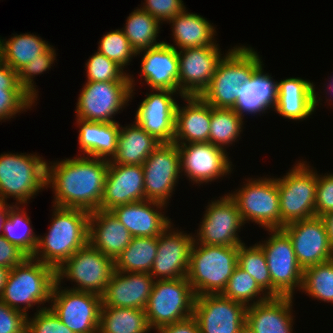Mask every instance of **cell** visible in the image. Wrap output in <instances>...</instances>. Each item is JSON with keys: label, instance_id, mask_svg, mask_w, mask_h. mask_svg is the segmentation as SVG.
Returning a JSON list of instances; mask_svg holds the SVG:
<instances>
[{"label": "cell", "instance_id": "1", "mask_svg": "<svg viewBox=\"0 0 333 333\" xmlns=\"http://www.w3.org/2000/svg\"><path fill=\"white\" fill-rule=\"evenodd\" d=\"M108 168L109 160L82 155L47 162L46 186L53 188V206L98 210Z\"/></svg>", "mask_w": 333, "mask_h": 333}, {"label": "cell", "instance_id": "2", "mask_svg": "<svg viewBox=\"0 0 333 333\" xmlns=\"http://www.w3.org/2000/svg\"><path fill=\"white\" fill-rule=\"evenodd\" d=\"M48 233L38 237L32 258L57 270L68 258L88 243L90 212L53 206Z\"/></svg>", "mask_w": 333, "mask_h": 333}, {"label": "cell", "instance_id": "3", "mask_svg": "<svg viewBox=\"0 0 333 333\" xmlns=\"http://www.w3.org/2000/svg\"><path fill=\"white\" fill-rule=\"evenodd\" d=\"M225 54L200 97L212 107L234 109L240 87L250 80L263 61L257 51L244 45L235 46Z\"/></svg>", "mask_w": 333, "mask_h": 333}, {"label": "cell", "instance_id": "4", "mask_svg": "<svg viewBox=\"0 0 333 333\" xmlns=\"http://www.w3.org/2000/svg\"><path fill=\"white\" fill-rule=\"evenodd\" d=\"M56 270L32 257L9 270L0 300L9 307L28 315L27 310L51 300ZM23 305V308L22 306Z\"/></svg>", "mask_w": 333, "mask_h": 333}, {"label": "cell", "instance_id": "5", "mask_svg": "<svg viewBox=\"0 0 333 333\" xmlns=\"http://www.w3.org/2000/svg\"><path fill=\"white\" fill-rule=\"evenodd\" d=\"M238 248L193 241L186 277L196 296L223 292L238 265Z\"/></svg>", "mask_w": 333, "mask_h": 333}, {"label": "cell", "instance_id": "6", "mask_svg": "<svg viewBox=\"0 0 333 333\" xmlns=\"http://www.w3.org/2000/svg\"><path fill=\"white\" fill-rule=\"evenodd\" d=\"M46 179L47 161L37 154L0 155V202L7 203L13 197L24 207L38 192L47 189Z\"/></svg>", "mask_w": 333, "mask_h": 333}, {"label": "cell", "instance_id": "7", "mask_svg": "<svg viewBox=\"0 0 333 333\" xmlns=\"http://www.w3.org/2000/svg\"><path fill=\"white\" fill-rule=\"evenodd\" d=\"M299 161L282 178H277L280 229L286 224L316 216L317 171Z\"/></svg>", "mask_w": 333, "mask_h": 333}, {"label": "cell", "instance_id": "8", "mask_svg": "<svg viewBox=\"0 0 333 333\" xmlns=\"http://www.w3.org/2000/svg\"><path fill=\"white\" fill-rule=\"evenodd\" d=\"M195 298L187 277L155 280L145 308L151 330L191 317Z\"/></svg>", "mask_w": 333, "mask_h": 333}, {"label": "cell", "instance_id": "9", "mask_svg": "<svg viewBox=\"0 0 333 333\" xmlns=\"http://www.w3.org/2000/svg\"><path fill=\"white\" fill-rule=\"evenodd\" d=\"M247 183L233 193L243 223L251 221L266 230L280 229L279 192L277 178L261 177Z\"/></svg>", "mask_w": 333, "mask_h": 333}, {"label": "cell", "instance_id": "10", "mask_svg": "<svg viewBox=\"0 0 333 333\" xmlns=\"http://www.w3.org/2000/svg\"><path fill=\"white\" fill-rule=\"evenodd\" d=\"M114 271V260L87 243L56 270V282L66 278L77 283L71 290L102 296Z\"/></svg>", "mask_w": 333, "mask_h": 333}, {"label": "cell", "instance_id": "11", "mask_svg": "<svg viewBox=\"0 0 333 333\" xmlns=\"http://www.w3.org/2000/svg\"><path fill=\"white\" fill-rule=\"evenodd\" d=\"M131 82H86L76 103V118L92 122H117L113 119L133 97Z\"/></svg>", "mask_w": 333, "mask_h": 333}, {"label": "cell", "instance_id": "12", "mask_svg": "<svg viewBox=\"0 0 333 333\" xmlns=\"http://www.w3.org/2000/svg\"><path fill=\"white\" fill-rule=\"evenodd\" d=\"M269 236L258 242L262 248L272 280V297H293L295 289L301 290L303 269L295 256L293 244L282 229L267 230Z\"/></svg>", "mask_w": 333, "mask_h": 333}, {"label": "cell", "instance_id": "13", "mask_svg": "<svg viewBox=\"0 0 333 333\" xmlns=\"http://www.w3.org/2000/svg\"><path fill=\"white\" fill-rule=\"evenodd\" d=\"M55 282L52 295V311L74 333H98L102 296L62 288Z\"/></svg>", "mask_w": 333, "mask_h": 333}, {"label": "cell", "instance_id": "14", "mask_svg": "<svg viewBox=\"0 0 333 333\" xmlns=\"http://www.w3.org/2000/svg\"><path fill=\"white\" fill-rule=\"evenodd\" d=\"M219 198L208 202L199 231L197 230V235H193L194 242L213 246H239L244 242L239 238L238 232L245 224L236 202L229 194Z\"/></svg>", "mask_w": 333, "mask_h": 333}, {"label": "cell", "instance_id": "15", "mask_svg": "<svg viewBox=\"0 0 333 333\" xmlns=\"http://www.w3.org/2000/svg\"><path fill=\"white\" fill-rule=\"evenodd\" d=\"M145 200L168 205L181 174L176 143H161L142 164Z\"/></svg>", "mask_w": 333, "mask_h": 333}, {"label": "cell", "instance_id": "16", "mask_svg": "<svg viewBox=\"0 0 333 333\" xmlns=\"http://www.w3.org/2000/svg\"><path fill=\"white\" fill-rule=\"evenodd\" d=\"M282 230L290 238L303 270L333 259V247L321 217L297 220L286 224Z\"/></svg>", "mask_w": 333, "mask_h": 333}, {"label": "cell", "instance_id": "17", "mask_svg": "<svg viewBox=\"0 0 333 333\" xmlns=\"http://www.w3.org/2000/svg\"><path fill=\"white\" fill-rule=\"evenodd\" d=\"M219 45L177 50L179 59V98L200 96L209 86L223 54Z\"/></svg>", "mask_w": 333, "mask_h": 333}, {"label": "cell", "instance_id": "18", "mask_svg": "<svg viewBox=\"0 0 333 333\" xmlns=\"http://www.w3.org/2000/svg\"><path fill=\"white\" fill-rule=\"evenodd\" d=\"M181 173L193 184L213 182L233 171L227 152L209 142L177 145ZM191 179V180H190Z\"/></svg>", "mask_w": 333, "mask_h": 333}, {"label": "cell", "instance_id": "19", "mask_svg": "<svg viewBox=\"0 0 333 333\" xmlns=\"http://www.w3.org/2000/svg\"><path fill=\"white\" fill-rule=\"evenodd\" d=\"M247 307L221 294L196 296L193 316L200 333H239L246 322Z\"/></svg>", "mask_w": 333, "mask_h": 333}, {"label": "cell", "instance_id": "20", "mask_svg": "<svg viewBox=\"0 0 333 333\" xmlns=\"http://www.w3.org/2000/svg\"><path fill=\"white\" fill-rule=\"evenodd\" d=\"M172 227L171 223L157 238V255L149 273L154 280L180 279L188 274L193 235Z\"/></svg>", "mask_w": 333, "mask_h": 333}, {"label": "cell", "instance_id": "21", "mask_svg": "<svg viewBox=\"0 0 333 333\" xmlns=\"http://www.w3.org/2000/svg\"><path fill=\"white\" fill-rule=\"evenodd\" d=\"M139 105L135 121L160 143H173L177 92L152 89Z\"/></svg>", "mask_w": 333, "mask_h": 333}, {"label": "cell", "instance_id": "22", "mask_svg": "<svg viewBox=\"0 0 333 333\" xmlns=\"http://www.w3.org/2000/svg\"><path fill=\"white\" fill-rule=\"evenodd\" d=\"M145 200L142 165L117 164L109 161L103 197L98 210Z\"/></svg>", "mask_w": 333, "mask_h": 333}, {"label": "cell", "instance_id": "23", "mask_svg": "<svg viewBox=\"0 0 333 333\" xmlns=\"http://www.w3.org/2000/svg\"><path fill=\"white\" fill-rule=\"evenodd\" d=\"M154 281L148 272L114 271L102 295L101 307L145 310Z\"/></svg>", "mask_w": 333, "mask_h": 333}, {"label": "cell", "instance_id": "24", "mask_svg": "<svg viewBox=\"0 0 333 333\" xmlns=\"http://www.w3.org/2000/svg\"><path fill=\"white\" fill-rule=\"evenodd\" d=\"M141 78L152 89L170 90L179 94V59L177 50L165 41L152 48L141 50Z\"/></svg>", "mask_w": 333, "mask_h": 333}, {"label": "cell", "instance_id": "25", "mask_svg": "<svg viewBox=\"0 0 333 333\" xmlns=\"http://www.w3.org/2000/svg\"><path fill=\"white\" fill-rule=\"evenodd\" d=\"M167 205L143 200L114 207L110 211L128 229L132 237H158L172 222L162 210Z\"/></svg>", "mask_w": 333, "mask_h": 333}, {"label": "cell", "instance_id": "26", "mask_svg": "<svg viewBox=\"0 0 333 333\" xmlns=\"http://www.w3.org/2000/svg\"><path fill=\"white\" fill-rule=\"evenodd\" d=\"M182 98L187 104L183 107L177 104L173 143L184 145L209 142L211 105L200 96Z\"/></svg>", "mask_w": 333, "mask_h": 333}, {"label": "cell", "instance_id": "27", "mask_svg": "<svg viewBox=\"0 0 333 333\" xmlns=\"http://www.w3.org/2000/svg\"><path fill=\"white\" fill-rule=\"evenodd\" d=\"M313 82L290 77L278 82L275 112L291 120H305L311 116L320 101ZM319 98V99H318Z\"/></svg>", "mask_w": 333, "mask_h": 333}, {"label": "cell", "instance_id": "28", "mask_svg": "<svg viewBox=\"0 0 333 333\" xmlns=\"http://www.w3.org/2000/svg\"><path fill=\"white\" fill-rule=\"evenodd\" d=\"M132 236L128 229L111 211L90 212L88 220V243L101 253L115 259L130 244Z\"/></svg>", "mask_w": 333, "mask_h": 333}, {"label": "cell", "instance_id": "29", "mask_svg": "<svg viewBox=\"0 0 333 333\" xmlns=\"http://www.w3.org/2000/svg\"><path fill=\"white\" fill-rule=\"evenodd\" d=\"M293 297H269L267 300L248 306L246 323L254 333H292Z\"/></svg>", "mask_w": 333, "mask_h": 333}, {"label": "cell", "instance_id": "30", "mask_svg": "<svg viewBox=\"0 0 333 333\" xmlns=\"http://www.w3.org/2000/svg\"><path fill=\"white\" fill-rule=\"evenodd\" d=\"M262 64L251 76L250 80L240 87L234 111L241 117L246 114H265L270 108L275 109L277 103L278 81L264 73Z\"/></svg>", "mask_w": 333, "mask_h": 333}, {"label": "cell", "instance_id": "31", "mask_svg": "<svg viewBox=\"0 0 333 333\" xmlns=\"http://www.w3.org/2000/svg\"><path fill=\"white\" fill-rule=\"evenodd\" d=\"M76 122L79 127L78 143L82 155L110 161L117 150L119 122H92L78 118Z\"/></svg>", "mask_w": 333, "mask_h": 333}, {"label": "cell", "instance_id": "32", "mask_svg": "<svg viewBox=\"0 0 333 333\" xmlns=\"http://www.w3.org/2000/svg\"><path fill=\"white\" fill-rule=\"evenodd\" d=\"M172 23V36L176 50L218 45L215 40L216 28L206 18L197 13H190L186 8L169 21ZM178 47V48H177Z\"/></svg>", "mask_w": 333, "mask_h": 333}, {"label": "cell", "instance_id": "33", "mask_svg": "<svg viewBox=\"0 0 333 333\" xmlns=\"http://www.w3.org/2000/svg\"><path fill=\"white\" fill-rule=\"evenodd\" d=\"M133 123L126 127L120 126L117 150L115 156L110 160L111 163L142 165L161 144L136 121Z\"/></svg>", "mask_w": 333, "mask_h": 333}, {"label": "cell", "instance_id": "34", "mask_svg": "<svg viewBox=\"0 0 333 333\" xmlns=\"http://www.w3.org/2000/svg\"><path fill=\"white\" fill-rule=\"evenodd\" d=\"M51 45L34 34H16L6 39L0 38V60L18 72L31 61L39 58Z\"/></svg>", "mask_w": 333, "mask_h": 333}, {"label": "cell", "instance_id": "35", "mask_svg": "<svg viewBox=\"0 0 333 333\" xmlns=\"http://www.w3.org/2000/svg\"><path fill=\"white\" fill-rule=\"evenodd\" d=\"M146 312L138 308L101 307L98 333H148Z\"/></svg>", "mask_w": 333, "mask_h": 333}, {"label": "cell", "instance_id": "36", "mask_svg": "<svg viewBox=\"0 0 333 333\" xmlns=\"http://www.w3.org/2000/svg\"><path fill=\"white\" fill-rule=\"evenodd\" d=\"M158 237H132L130 244L115 259V271L150 273L157 255Z\"/></svg>", "mask_w": 333, "mask_h": 333}, {"label": "cell", "instance_id": "37", "mask_svg": "<svg viewBox=\"0 0 333 333\" xmlns=\"http://www.w3.org/2000/svg\"><path fill=\"white\" fill-rule=\"evenodd\" d=\"M121 30L136 53L164 42L156 40L160 33V23L141 8H137L129 14L125 27Z\"/></svg>", "mask_w": 333, "mask_h": 333}, {"label": "cell", "instance_id": "38", "mask_svg": "<svg viewBox=\"0 0 333 333\" xmlns=\"http://www.w3.org/2000/svg\"><path fill=\"white\" fill-rule=\"evenodd\" d=\"M20 206V204L12 203L8 208L2 236L32 257L37 248L39 236L33 232L30 217Z\"/></svg>", "mask_w": 333, "mask_h": 333}, {"label": "cell", "instance_id": "39", "mask_svg": "<svg viewBox=\"0 0 333 333\" xmlns=\"http://www.w3.org/2000/svg\"><path fill=\"white\" fill-rule=\"evenodd\" d=\"M243 119L233 109L211 106L209 143L226 151V146L237 141L243 131Z\"/></svg>", "mask_w": 333, "mask_h": 333}, {"label": "cell", "instance_id": "40", "mask_svg": "<svg viewBox=\"0 0 333 333\" xmlns=\"http://www.w3.org/2000/svg\"><path fill=\"white\" fill-rule=\"evenodd\" d=\"M221 295L239 302L246 307L265 301L269 298V296L258 286L254 278L238 265L234 269V272L229 278Z\"/></svg>", "mask_w": 333, "mask_h": 333}, {"label": "cell", "instance_id": "41", "mask_svg": "<svg viewBox=\"0 0 333 333\" xmlns=\"http://www.w3.org/2000/svg\"><path fill=\"white\" fill-rule=\"evenodd\" d=\"M301 290L312 298L333 303V259L304 269Z\"/></svg>", "mask_w": 333, "mask_h": 333}, {"label": "cell", "instance_id": "42", "mask_svg": "<svg viewBox=\"0 0 333 333\" xmlns=\"http://www.w3.org/2000/svg\"><path fill=\"white\" fill-rule=\"evenodd\" d=\"M238 266L254 278L258 286L272 297V280L262 248L255 243L247 247L245 243L238 248Z\"/></svg>", "mask_w": 333, "mask_h": 333}, {"label": "cell", "instance_id": "43", "mask_svg": "<svg viewBox=\"0 0 333 333\" xmlns=\"http://www.w3.org/2000/svg\"><path fill=\"white\" fill-rule=\"evenodd\" d=\"M85 66L87 82H131L129 73L98 51L89 57Z\"/></svg>", "mask_w": 333, "mask_h": 333}, {"label": "cell", "instance_id": "44", "mask_svg": "<svg viewBox=\"0 0 333 333\" xmlns=\"http://www.w3.org/2000/svg\"><path fill=\"white\" fill-rule=\"evenodd\" d=\"M97 51L117 63L123 69L127 67L126 65H130L129 63L132 61L133 56H137L136 51L132 48L121 29L104 34L99 41Z\"/></svg>", "mask_w": 333, "mask_h": 333}, {"label": "cell", "instance_id": "45", "mask_svg": "<svg viewBox=\"0 0 333 333\" xmlns=\"http://www.w3.org/2000/svg\"><path fill=\"white\" fill-rule=\"evenodd\" d=\"M50 46L39 58L31 61L29 64L22 67L18 72V81L22 88L37 101L38 89L34 85L35 75L43 74V72L49 70L54 60H56V50Z\"/></svg>", "mask_w": 333, "mask_h": 333}, {"label": "cell", "instance_id": "46", "mask_svg": "<svg viewBox=\"0 0 333 333\" xmlns=\"http://www.w3.org/2000/svg\"><path fill=\"white\" fill-rule=\"evenodd\" d=\"M35 100L24 89H0V121L31 109Z\"/></svg>", "mask_w": 333, "mask_h": 333}, {"label": "cell", "instance_id": "47", "mask_svg": "<svg viewBox=\"0 0 333 333\" xmlns=\"http://www.w3.org/2000/svg\"><path fill=\"white\" fill-rule=\"evenodd\" d=\"M33 318H27L26 333H74L50 307L36 310Z\"/></svg>", "mask_w": 333, "mask_h": 333}, {"label": "cell", "instance_id": "48", "mask_svg": "<svg viewBox=\"0 0 333 333\" xmlns=\"http://www.w3.org/2000/svg\"><path fill=\"white\" fill-rule=\"evenodd\" d=\"M140 8L152 15L160 24L169 22L186 7L182 0H144ZM162 21V22H161Z\"/></svg>", "mask_w": 333, "mask_h": 333}, {"label": "cell", "instance_id": "49", "mask_svg": "<svg viewBox=\"0 0 333 333\" xmlns=\"http://www.w3.org/2000/svg\"><path fill=\"white\" fill-rule=\"evenodd\" d=\"M316 216H324L333 211V174L318 175L316 187Z\"/></svg>", "mask_w": 333, "mask_h": 333}, {"label": "cell", "instance_id": "50", "mask_svg": "<svg viewBox=\"0 0 333 333\" xmlns=\"http://www.w3.org/2000/svg\"><path fill=\"white\" fill-rule=\"evenodd\" d=\"M28 315L0 300V333H26Z\"/></svg>", "mask_w": 333, "mask_h": 333}, {"label": "cell", "instance_id": "51", "mask_svg": "<svg viewBox=\"0 0 333 333\" xmlns=\"http://www.w3.org/2000/svg\"><path fill=\"white\" fill-rule=\"evenodd\" d=\"M29 256L18 246L11 244L5 237L0 236V266L11 270L23 263Z\"/></svg>", "mask_w": 333, "mask_h": 333}, {"label": "cell", "instance_id": "52", "mask_svg": "<svg viewBox=\"0 0 333 333\" xmlns=\"http://www.w3.org/2000/svg\"><path fill=\"white\" fill-rule=\"evenodd\" d=\"M158 333H200L196 318L192 315L184 320L155 329Z\"/></svg>", "mask_w": 333, "mask_h": 333}, {"label": "cell", "instance_id": "53", "mask_svg": "<svg viewBox=\"0 0 333 333\" xmlns=\"http://www.w3.org/2000/svg\"><path fill=\"white\" fill-rule=\"evenodd\" d=\"M0 89H23L19 84L17 72L1 60Z\"/></svg>", "mask_w": 333, "mask_h": 333}, {"label": "cell", "instance_id": "54", "mask_svg": "<svg viewBox=\"0 0 333 333\" xmlns=\"http://www.w3.org/2000/svg\"><path fill=\"white\" fill-rule=\"evenodd\" d=\"M321 218L325 224L329 241L333 247V211L321 216Z\"/></svg>", "mask_w": 333, "mask_h": 333}, {"label": "cell", "instance_id": "55", "mask_svg": "<svg viewBox=\"0 0 333 333\" xmlns=\"http://www.w3.org/2000/svg\"><path fill=\"white\" fill-rule=\"evenodd\" d=\"M11 205L8 203L0 202V231L3 232L4 227V221L7 216V210ZM3 233H0V236H2Z\"/></svg>", "mask_w": 333, "mask_h": 333}, {"label": "cell", "instance_id": "56", "mask_svg": "<svg viewBox=\"0 0 333 333\" xmlns=\"http://www.w3.org/2000/svg\"><path fill=\"white\" fill-rule=\"evenodd\" d=\"M8 272H9V269L0 266V295H1L3 287L5 285V280H6Z\"/></svg>", "mask_w": 333, "mask_h": 333}, {"label": "cell", "instance_id": "57", "mask_svg": "<svg viewBox=\"0 0 333 333\" xmlns=\"http://www.w3.org/2000/svg\"><path fill=\"white\" fill-rule=\"evenodd\" d=\"M239 333H254V331L245 322L244 325L240 328Z\"/></svg>", "mask_w": 333, "mask_h": 333}, {"label": "cell", "instance_id": "58", "mask_svg": "<svg viewBox=\"0 0 333 333\" xmlns=\"http://www.w3.org/2000/svg\"><path fill=\"white\" fill-rule=\"evenodd\" d=\"M332 79H333V78L331 77V80H330L331 82L329 81V85H330V86L327 87L329 92H333V80H332ZM329 89H330L331 91H330ZM331 94H332V93H331ZM332 95H333V94H332ZM330 97H331V96H330Z\"/></svg>", "mask_w": 333, "mask_h": 333}]
</instances>
